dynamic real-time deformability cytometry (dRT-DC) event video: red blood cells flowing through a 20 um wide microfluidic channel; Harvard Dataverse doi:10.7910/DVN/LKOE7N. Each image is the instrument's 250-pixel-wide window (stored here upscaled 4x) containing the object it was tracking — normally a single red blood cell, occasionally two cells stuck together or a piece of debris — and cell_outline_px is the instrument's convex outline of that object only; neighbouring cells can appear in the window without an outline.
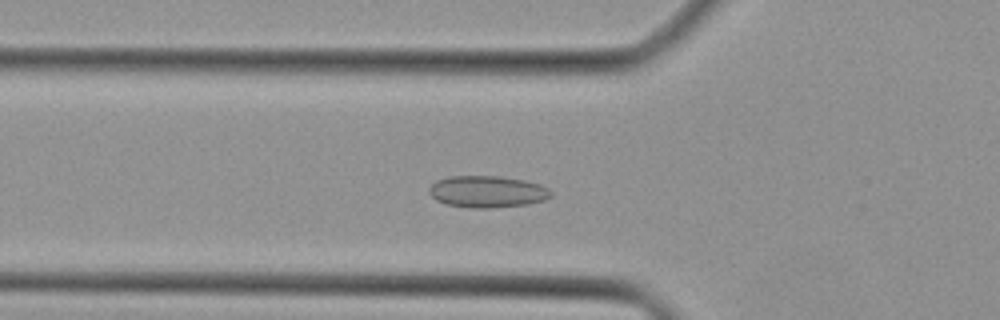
{"species": "Egyptian fruit bat (a non-hibernating species)", "species_latin": "Rousettus aegyptiacus", "temperature_condition": "cold", "stored_images_in_passage": 43, "camera_frame_rate_fps": 3000, "um_per_image_px": 0.085, "animal": {"sex": "female"}, "frame": {"image": 1, "passage_image": 14, "time_ms": 4.333, "image_size_px": [1000, 320], "cell_outline_px": [[552, 196], [544, 200], [528, 204], [492, 208], [468, 208], [444, 204], [436, 200], [428, 192], [428, 188], [436, 180], [448, 176], [500, 176], [524, 180], [540, 184], [548, 188], [552, 192]], "centroid_in_image_um": [41.4, 16.29], "position_along_channel_um": 84.4, "area_um2": 22.83}}
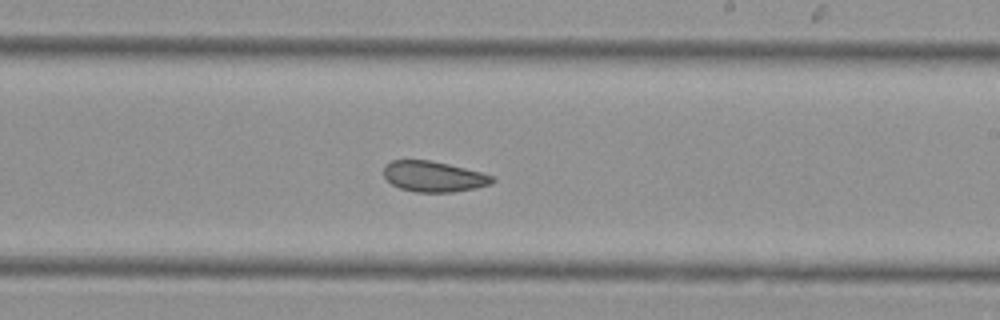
{"frame": {"image": 2, "passage_image": 25, "time_ms": 8.0, "image_size_px": [1000, 320], "cell_outline_px": [[496, 180], [492, 184], [476, 188], [452, 192], [416, 192], [400, 188], [392, 184], [384, 176], [384, 164], [392, 160], [432, 160], [480, 172], [492, 176]], "centroid_in_image_um": [36.85, 15.0], "position_along_channel_um": 252.1, "area_um2": 19.36}}
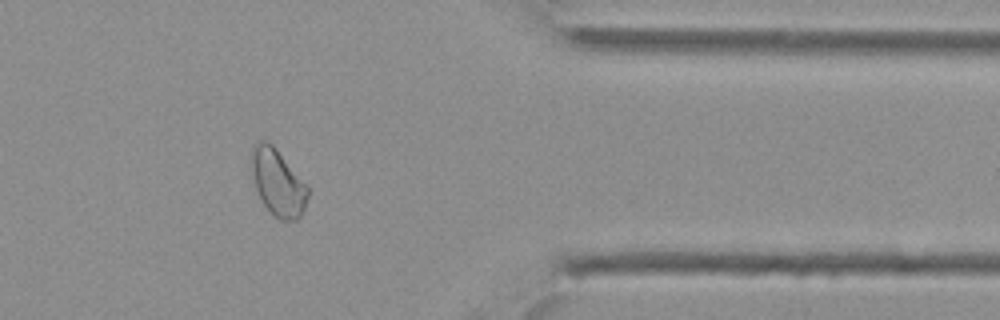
{"frame": {"image": 3, "passage_image": 35, "time_ms": 11.333, "image_size_px": [1000, 320], "cell_outline_px": [[308, 196], [304, 212], [300, 220], [280, 220], [264, 204], [256, 188], [248, 168], [252, 148], [260, 140], [268, 140], [276, 148], [308, 184]], "centroid_in_image_um": [23.62, 15.48], "position_along_channel_um": 387.8, "area_um2": 22.37}}